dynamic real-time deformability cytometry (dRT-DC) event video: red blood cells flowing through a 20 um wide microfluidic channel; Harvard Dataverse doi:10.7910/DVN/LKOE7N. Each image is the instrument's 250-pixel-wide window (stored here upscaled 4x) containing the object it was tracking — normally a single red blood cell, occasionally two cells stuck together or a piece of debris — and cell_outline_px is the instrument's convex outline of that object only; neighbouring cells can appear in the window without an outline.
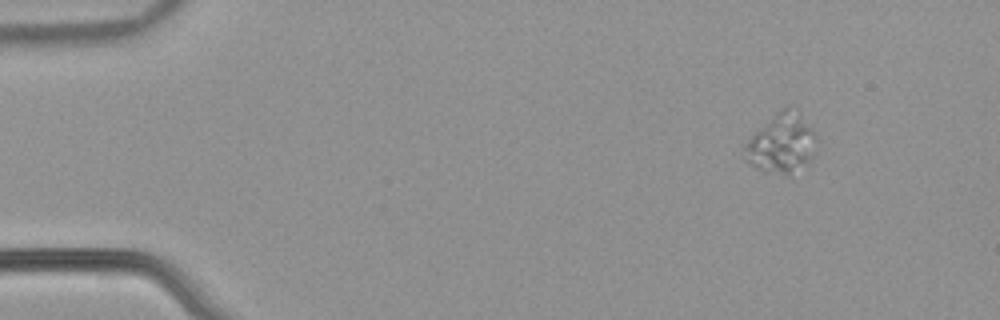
{"species": "common noctule bat (a hibernating species)", "species_latin": "Nyctalus noctula", "temperature_condition": "warm", "stored_images_in_passage": 49, "camera_frame_rate_fps": 3000, "um_per_image_px": 0.085, "animal": {"sex": "male", "body_mass_g": 21.5, "forearm_length_mm": 52.0}, "frame": {"image": 1, "passage_image": 1, "time_ms": 0.0, "image_size_px": [1000, 320], "cell_outline_px": [[816, 136], [808, 160], [788, 176], [764, 172], [744, 160], [744, 144], [776, 112], [788, 104], [792, 104], [816, 132]], "centroid_in_image_um": [66.4, 12.16], "position_along_channel_um": 18.6, "area_um2": 24.57}}
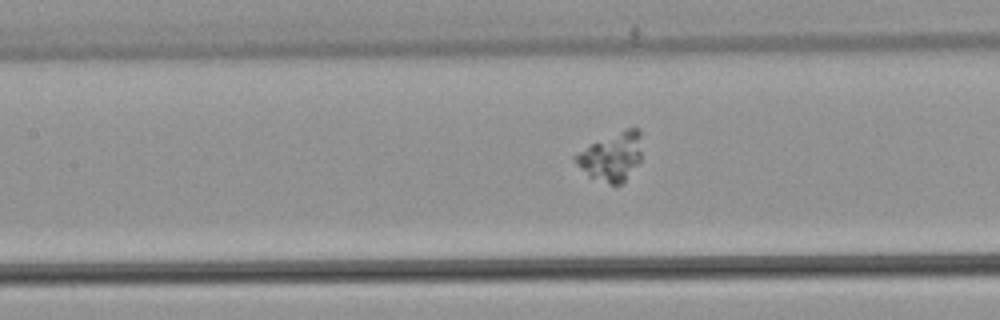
{"frame": {"image": 2, "passage_image": 20, "time_ms": 6.333, "image_size_px": [1000, 320], "cell_outline_px": [[640, 160], [624, 180], [620, 184], [608, 184], [588, 176], [572, 160], [572, 156], [576, 152], [592, 144], [628, 128], [640, 128]], "centroid_in_image_um": [51.94, 13.33], "position_along_channel_um": 155.5, "area_um2": 18.26}}
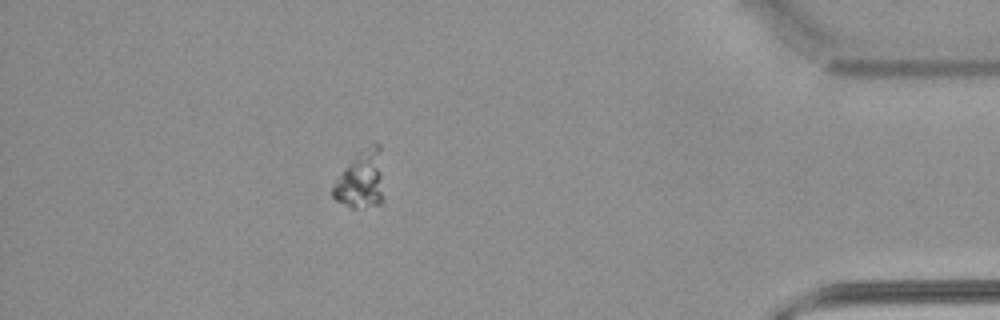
{"frame": {"image": 3, "passage_image": 43, "time_ms": 14.0, "image_size_px": [1000, 320], "cell_outline_px": [[380, 204], [356, 208], [352, 208], [336, 200], [332, 196], [332, 188], [336, 180], [348, 164], [368, 144], [380, 144]], "centroid_in_image_um": [30.63, 15.28], "position_along_channel_um": 404.6, "area_um2": 16.07}}